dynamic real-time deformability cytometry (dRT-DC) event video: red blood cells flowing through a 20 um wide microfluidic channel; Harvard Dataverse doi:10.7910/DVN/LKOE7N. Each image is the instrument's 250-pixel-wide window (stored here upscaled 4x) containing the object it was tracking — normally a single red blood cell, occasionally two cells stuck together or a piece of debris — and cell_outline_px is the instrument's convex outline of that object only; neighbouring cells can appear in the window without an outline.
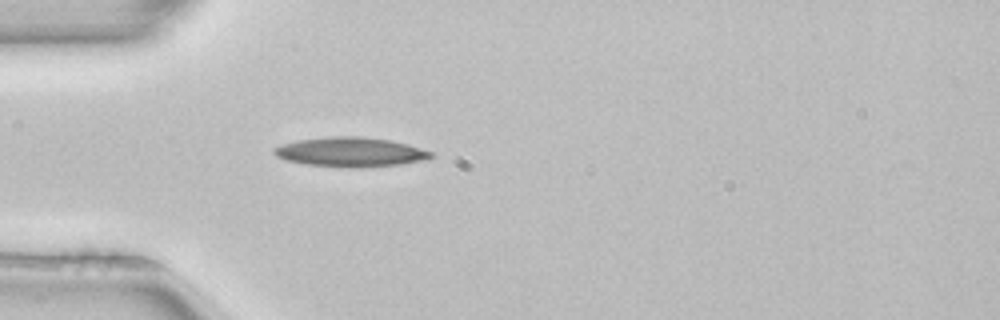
{"species": "common noctule bat (a hibernating species)", "species_latin": "Nyctalus noctula", "temperature_condition": "room temperature", "stored_images_in_passage": 1, "camera_frame_rate_fps": 3000, "um_per_image_px": 0.085, "animal": {"sex": "female", "body_mass_g": 22.7, "forearm_length_mm": 54.2}, "frame": {"image": 1, "passage_image": 1, "time_ms": 0.0, "image_size_px": [1000, 320], "cell_outline_px": [[436, 156], [428, 160], [400, 164], [360, 168], [352, 168], [308, 164], [288, 160], [276, 156], [272, 152], [272, 148], [296, 140], [328, 136], [360, 136], [392, 140], [408, 144], [432, 152]], "centroid_in_image_um": [29.84, 12.92], "position_along_channel_um": 55.2, "area_um2": 27.17}}